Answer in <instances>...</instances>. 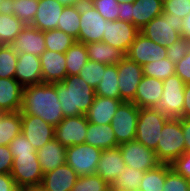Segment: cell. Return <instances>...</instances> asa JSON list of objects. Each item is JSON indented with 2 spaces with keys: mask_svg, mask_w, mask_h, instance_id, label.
Here are the masks:
<instances>
[{
  "mask_svg": "<svg viewBox=\"0 0 190 191\" xmlns=\"http://www.w3.org/2000/svg\"><path fill=\"white\" fill-rule=\"evenodd\" d=\"M20 112L21 115L37 116L54 127L57 126L64 119V115L58 100L56 83L24 87Z\"/></svg>",
  "mask_w": 190,
  "mask_h": 191,
  "instance_id": "cell-1",
  "label": "cell"
},
{
  "mask_svg": "<svg viewBox=\"0 0 190 191\" xmlns=\"http://www.w3.org/2000/svg\"><path fill=\"white\" fill-rule=\"evenodd\" d=\"M56 90L64 117L85 115L95 97V89L78 75L56 83Z\"/></svg>",
  "mask_w": 190,
  "mask_h": 191,
  "instance_id": "cell-2",
  "label": "cell"
},
{
  "mask_svg": "<svg viewBox=\"0 0 190 191\" xmlns=\"http://www.w3.org/2000/svg\"><path fill=\"white\" fill-rule=\"evenodd\" d=\"M155 153L161 164H172L185 153L181 118L169 119L165 123Z\"/></svg>",
  "mask_w": 190,
  "mask_h": 191,
  "instance_id": "cell-3",
  "label": "cell"
},
{
  "mask_svg": "<svg viewBox=\"0 0 190 191\" xmlns=\"http://www.w3.org/2000/svg\"><path fill=\"white\" fill-rule=\"evenodd\" d=\"M182 26L183 21L181 18H175L172 14L163 13L150 20L140 29V33L156 44L169 47L182 38Z\"/></svg>",
  "mask_w": 190,
  "mask_h": 191,
  "instance_id": "cell-4",
  "label": "cell"
},
{
  "mask_svg": "<svg viewBox=\"0 0 190 191\" xmlns=\"http://www.w3.org/2000/svg\"><path fill=\"white\" fill-rule=\"evenodd\" d=\"M169 120L156 108H140L135 140L155 151L160 134Z\"/></svg>",
  "mask_w": 190,
  "mask_h": 191,
  "instance_id": "cell-5",
  "label": "cell"
},
{
  "mask_svg": "<svg viewBox=\"0 0 190 191\" xmlns=\"http://www.w3.org/2000/svg\"><path fill=\"white\" fill-rule=\"evenodd\" d=\"M184 87L185 83L176 74L164 79L156 109L169 119L183 118Z\"/></svg>",
  "mask_w": 190,
  "mask_h": 191,
  "instance_id": "cell-6",
  "label": "cell"
},
{
  "mask_svg": "<svg viewBox=\"0 0 190 191\" xmlns=\"http://www.w3.org/2000/svg\"><path fill=\"white\" fill-rule=\"evenodd\" d=\"M11 176L18 188L41 186L43 173L38 161L37 153L18 155L13 157Z\"/></svg>",
  "mask_w": 190,
  "mask_h": 191,
  "instance_id": "cell-7",
  "label": "cell"
},
{
  "mask_svg": "<svg viewBox=\"0 0 190 191\" xmlns=\"http://www.w3.org/2000/svg\"><path fill=\"white\" fill-rule=\"evenodd\" d=\"M139 109L133 102L126 101H122L117 107L111 126L118 145L135 140Z\"/></svg>",
  "mask_w": 190,
  "mask_h": 191,
  "instance_id": "cell-8",
  "label": "cell"
},
{
  "mask_svg": "<svg viewBox=\"0 0 190 191\" xmlns=\"http://www.w3.org/2000/svg\"><path fill=\"white\" fill-rule=\"evenodd\" d=\"M102 150L83 143L66 147V163L74 169L79 176L94 175Z\"/></svg>",
  "mask_w": 190,
  "mask_h": 191,
  "instance_id": "cell-9",
  "label": "cell"
},
{
  "mask_svg": "<svg viewBox=\"0 0 190 191\" xmlns=\"http://www.w3.org/2000/svg\"><path fill=\"white\" fill-rule=\"evenodd\" d=\"M119 149L127 167L146 172L161 164L155 151L136 140L120 144Z\"/></svg>",
  "mask_w": 190,
  "mask_h": 191,
  "instance_id": "cell-10",
  "label": "cell"
},
{
  "mask_svg": "<svg viewBox=\"0 0 190 191\" xmlns=\"http://www.w3.org/2000/svg\"><path fill=\"white\" fill-rule=\"evenodd\" d=\"M117 70L120 99L132 102L135 99L137 87L143 77V67L124 56L117 63Z\"/></svg>",
  "mask_w": 190,
  "mask_h": 191,
  "instance_id": "cell-11",
  "label": "cell"
},
{
  "mask_svg": "<svg viewBox=\"0 0 190 191\" xmlns=\"http://www.w3.org/2000/svg\"><path fill=\"white\" fill-rule=\"evenodd\" d=\"M106 19L94 8L93 5L80 6V32L78 42L90 43L102 41Z\"/></svg>",
  "mask_w": 190,
  "mask_h": 191,
  "instance_id": "cell-12",
  "label": "cell"
},
{
  "mask_svg": "<svg viewBox=\"0 0 190 191\" xmlns=\"http://www.w3.org/2000/svg\"><path fill=\"white\" fill-rule=\"evenodd\" d=\"M88 120L86 115L64 117L55 126L54 136L63 146L83 144L87 133Z\"/></svg>",
  "mask_w": 190,
  "mask_h": 191,
  "instance_id": "cell-13",
  "label": "cell"
},
{
  "mask_svg": "<svg viewBox=\"0 0 190 191\" xmlns=\"http://www.w3.org/2000/svg\"><path fill=\"white\" fill-rule=\"evenodd\" d=\"M139 33L140 30L132 23L118 19L114 21L106 20L102 42L110 44L126 54Z\"/></svg>",
  "mask_w": 190,
  "mask_h": 191,
  "instance_id": "cell-14",
  "label": "cell"
},
{
  "mask_svg": "<svg viewBox=\"0 0 190 191\" xmlns=\"http://www.w3.org/2000/svg\"><path fill=\"white\" fill-rule=\"evenodd\" d=\"M125 56L140 66H144L149 62L167 58V52L166 47L156 44L154 41L139 33Z\"/></svg>",
  "mask_w": 190,
  "mask_h": 191,
  "instance_id": "cell-15",
  "label": "cell"
},
{
  "mask_svg": "<svg viewBox=\"0 0 190 191\" xmlns=\"http://www.w3.org/2000/svg\"><path fill=\"white\" fill-rule=\"evenodd\" d=\"M22 130L26 139L36 149L42 148L48 141L55 138V127L43 119L33 115H21Z\"/></svg>",
  "mask_w": 190,
  "mask_h": 191,
  "instance_id": "cell-16",
  "label": "cell"
},
{
  "mask_svg": "<svg viewBox=\"0 0 190 191\" xmlns=\"http://www.w3.org/2000/svg\"><path fill=\"white\" fill-rule=\"evenodd\" d=\"M14 78L23 87L43 84L39 56L28 53L18 54Z\"/></svg>",
  "mask_w": 190,
  "mask_h": 191,
  "instance_id": "cell-17",
  "label": "cell"
},
{
  "mask_svg": "<svg viewBox=\"0 0 190 191\" xmlns=\"http://www.w3.org/2000/svg\"><path fill=\"white\" fill-rule=\"evenodd\" d=\"M39 59L44 83H59L67 77L64 53L45 50Z\"/></svg>",
  "mask_w": 190,
  "mask_h": 191,
  "instance_id": "cell-18",
  "label": "cell"
},
{
  "mask_svg": "<svg viewBox=\"0 0 190 191\" xmlns=\"http://www.w3.org/2000/svg\"><path fill=\"white\" fill-rule=\"evenodd\" d=\"M10 46L18 54L28 53L40 56L46 50L44 32L26 25Z\"/></svg>",
  "mask_w": 190,
  "mask_h": 191,
  "instance_id": "cell-19",
  "label": "cell"
},
{
  "mask_svg": "<svg viewBox=\"0 0 190 191\" xmlns=\"http://www.w3.org/2000/svg\"><path fill=\"white\" fill-rule=\"evenodd\" d=\"M126 169L119 146L102 150L96 174L109 185Z\"/></svg>",
  "mask_w": 190,
  "mask_h": 191,
  "instance_id": "cell-20",
  "label": "cell"
},
{
  "mask_svg": "<svg viewBox=\"0 0 190 191\" xmlns=\"http://www.w3.org/2000/svg\"><path fill=\"white\" fill-rule=\"evenodd\" d=\"M79 175L67 163L43 175L41 186L46 191H71Z\"/></svg>",
  "mask_w": 190,
  "mask_h": 191,
  "instance_id": "cell-21",
  "label": "cell"
},
{
  "mask_svg": "<svg viewBox=\"0 0 190 191\" xmlns=\"http://www.w3.org/2000/svg\"><path fill=\"white\" fill-rule=\"evenodd\" d=\"M163 92V81L143 75L132 101L139 108H156Z\"/></svg>",
  "mask_w": 190,
  "mask_h": 191,
  "instance_id": "cell-22",
  "label": "cell"
},
{
  "mask_svg": "<svg viewBox=\"0 0 190 191\" xmlns=\"http://www.w3.org/2000/svg\"><path fill=\"white\" fill-rule=\"evenodd\" d=\"M64 6L57 0H39L38 9L30 26L40 31L57 29Z\"/></svg>",
  "mask_w": 190,
  "mask_h": 191,
  "instance_id": "cell-23",
  "label": "cell"
},
{
  "mask_svg": "<svg viewBox=\"0 0 190 191\" xmlns=\"http://www.w3.org/2000/svg\"><path fill=\"white\" fill-rule=\"evenodd\" d=\"M23 88L15 78H0V112L20 111Z\"/></svg>",
  "mask_w": 190,
  "mask_h": 191,
  "instance_id": "cell-24",
  "label": "cell"
},
{
  "mask_svg": "<svg viewBox=\"0 0 190 191\" xmlns=\"http://www.w3.org/2000/svg\"><path fill=\"white\" fill-rule=\"evenodd\" d=\"M37 156L45 174L66 163V147L54 138L37 150Z\"/></svg>",
  "mask_w": 190,
  "mask_h": 191,
  "instance_id": "cell-25",
  "label": "cell"
},
{
  "mask_svg": "<svg viewBox=\"0 0 190 191\" xmlns=\"http://www.w3.org/2000/svg\"><path fill=\"white\" fill-rule=\"evenodd\" d=\"M121 102V99L95 95L93 104L85 114L88 122L99 125L111 123L117 107Z\"/></svg>",
  "mask_w": 190,
  "mask_h": 191,
  "instance_id": "cell-26",
  "label": "cell"
},
{
  "mask_svg": "<svg viewBox=\"0 0 190 191\" xmlns=\"http://www.w3.org/2000/svg\"><path fill=\"white\" fill-rule=\"evenodd\" d=\"M161 14H163V0H135L131 3L133 24L139 30Z\"/></svg>",
  "mask_w": 190,
  "mask_h": 191,
  "instance_id": "cell-27",
  "label": "cell"
},
{
  "mask_svg": "<svg viewBox=\"0 0 190 191\" xmlns=\"http://www.w3.org/2000/svg\"><path fill=\"white\" fill-rule=\"evenodd\" d=\"M84 143L101 150L119 146L111 123L99 125L89 122Z\"/></svg>",
  "mask_w": 190,
  "mask_h": 191,
  "instance_id": "cell-28",
  "label": "cell"
},
{
  "mask_svg": "<svg viewBox=\"0 0 190 191\" xmlns=\"http://www.w3.org/2000/svg\"><path fill=\"white\" fill-rule=\"evenodd\" d=\"M88 59L104 65L117 64L125 54L116 47L102 41L90 42L85 44Z\"/></svg>",
  "mask_w": 190,
  "mask_h": 191,
  "instance_id": "cell-29",
  "label": "cell"
},
{
  "mask_svg": "<svg viewBox=\"0 0 190 191\" xmlns=\"http://www.w3.org/2000/svg\"><path fill=\"white\" fill-rule=\"evenodd\" d=\"M22 130L21 112H0V145L9 146Z\"/></svg>",
  "mask_w": 190,
  "mask_h": 191,
  "instance_id": "cell-30",
  "label": "cell"
},
{
  "mask_svg": "<svg viewBox=\"0 0 190 191\" xmlns=\"http://www.w3.org/2000/svg\"><path fill=\"white\" fill-rule=\"evenodd\" d=\"M101 78L95 89V95L120 99L117 64L107 65Z\"/></svg>",
  "mask_w": 190,
  "mask_h": 191,
  "instance_id": "cell-31",
  "label": "cell"
},
{
  "mask_svg": "<svg viewBox=\"0 0 190 191\" xmlns=\"http://www.w3.org/2000/svg\"><path fill=\"white\" fill-rule=\"evenodd\" d=\"M64 54L67 76L78 75L80 70L89 60L85 44L77 41L70 46Z\"/></svg>",
  "mask_w": 190,
  "mask_h": 191,
  "instance_id": "cell-32",
  "label": "cell"
},
{
  "mask_svg": "<svg viewBox=\"0 0 190 191\" xmlns=\"http://www.w3.org/2000/svg\"><path fill=\"white\" fill-rule=\"evenodd\" d=\"M144 171L126 166V169L110 185V191H139Z\"/></svg>",
  "mask_w": 190,
  "mask_h": 191,
  "instance_id": "cell-33",
  "label": "cell"
},
{
  "mask_svg": "<svg viewBox=\"0 0 190 191\" xmlns=\"http://www.w3.org/2000/svg\"><path fill=\"white\" fill-rule=\"evenodd\" d=\"M57 29L71 35L78 42L80 32V6H65L59 17Z\"/></svg>",
  "mask_w": 190,
  "mask_h": 191,
  "instance_id": "cell-34",
  "label": "cell"
},
{
  "mask_svg": "<svg viewBox=\"0 0 190 191\" xmlns=\"http://www.w3.org/2000/svg\"><path fill=\"white\" fill-rule=\"evenodd\" d=\"M170 169V164H159L156 168L144 172L139 191H163L166 173Z\"/></svg>",
  "mask_w": 190,
  "mask_h": 191,
  "instance_id": "cell-35",
  "label": "cell"
},
{
  "mask_svg": "<svg viewBox=\"0 0 190 191\" xmlns=\"http://www.w3.org/2000/svg\"><path fill=\"white\" fill-rule=\"evenodd\" d=\"M25 26L14 15L0 14V44L10 45Z\"/></svg>",
  "mask_w": 190,
  "mask_h": 191,
  "instance_id": "cell-36",
  "label": "cell"
},
{
  "mask_svg": "<svg viewBox=\"0 0 190 191\" xmlns=\"http://www.w3.org/2000/svg\"><path fill=\"white\" fill-rule=\"evenodd\" d=\"M44 38L46 50L58 53H65L76 42L74 37L58 29L44 31Z\"/></svg>",
  "mask_w": 190,
  "mask_h": 191,
  "instance_id": "cell-37",
  "label": "cell"
},
{
  "mask_svg": "<svg viewBox=\"0 0 190 191\" xmlns=\"http://www.w3.org/2000/svg\"><path fill=\"white\" fill-rule=\"evenodd\" d=\"M142 67L143 75L157 78L162 81L175 75V63L168 58L149 62Z\"/></svg>",
  "mask_w": 190,
  "mask_h": 191,
  "instance_id": "cell-38",
  "label": "cell"
},
{
  "mask_svg": "<svg viewBox=\"0 0 190 191\" xmlns=\"http://www.w3.org/2000/svg\"><path fill=\"white\" fill-rule=\"evenodd\" d=\"M39 0H13V15L25 25H31L38 9Z\"/></svg>",
  "mask_w": 190,
  "mask_h": 191,
  "instance_id": "cell-39",
  "label": "cell"
},
{
  "mask_svg": "<svg viewBox=\"0 0 190 191\" xmlns=\"http://www.w3.org/2000/svg\"><path fill=\"white\" fill-rule=\"evenodd\" d=\"M18 53L10 45L0 49V78H14Z\"/></svg>",
  "mask_w": 190,
  "mask_h": 191,
  "instance_id": "cell-40",
  "label": "cell"
},
{
  "mask_svg": "<svg viewBox=\"0 0 190 191\" xmlns=\"http://www.w3.org/2000/svg\"><path fill=\"white\" fill-rule=\"evenodd\" d=\"M71 191H110V185L99 175L79 176Z\"/></svg>",
  "mask_w": 190,
  "mask_h": 191,
  "instance_id": "cell-41",
  "label": "cell"
},
{
  "mask_svg": "<svg viewBox=\"0 0 190 191\" xmlns=\"http://www.w3.org/2000/svg\"><path fill=\"white\" fill-rule=\"evenodd\" d=\"M106 66L107 65L101 64L99 62L88 60L78 73V76L81 77L92 88L96 89L100 80L102 79L101 77L103 76Z\"/></svg>",
  "mask_w": 190,
  "mask_h": 191,
  "instance_id": "cell-42",
  "label": "cell"
},
{
  "mask_svg": "<svg viewBox=\"0 0 190 191\" xmlns=\"http://www.w3.org/2000/svg\"><path fill=\"white\" fill-rule=\"evenodd\" d=\"M189 187L190 181L172 168L166 173L163 191H188Z\"/></svg>",
  "mask_w": 190,
  "mask_h": 191,
  "instance_id": "cell-43",
  "label": "cell"
},
{
  "mask_svg": "<svg viewBox=\"0 0 190 191\" xmlns=\"http://www.w3.org/2000/svg\"><path fill=\"white\" fill-rule=\"evenodd\" d=\"M163 13L184 19L190 13V0H163Z\"/></svg>",
  "mask_w": 190,
  "mask_h": 191,
  "instance_id": "cell-44",
  "label": "cell"
},
{
  "mask_svg": "<svg viewBox=\"0 0 190 191\" xmlns=\"http://www.w3.org/2000/svg\"><path fill=\"white\" fill-rule=\"evenodd\" d=\"M92 5L108 21L118 19L119 3L117 0H94Z\"/></svg>",
  "mask_w": 190,
  "mask_h": 191,
  "instance_id": "cell-45",
  "label": "cell"
},
{
  "mask_svg": "<svg viewBox=\"0 0 190 191\" xmlns=\"http://www.w3.org/2000/svg\"><path fill=\"white\" fill-rule=\"evenodd\" d=\"M13 157L18 155L37 153L36 149L29 143L24 134L19 133L9 144Z\"/></svg>",
  "mask_w": 190,
  "mask_h": 191,
  "instance_id": "cell-46",
  "label": "cell"
},
{
  "mask_svg": "<svg viewBox=\"0 0 190 191\" xmlns=\"http://www.w3.org/2000/svg\"><path fill=\"white\" fill-rule=\"evenodd\" d=\"M167 58L173 63L179 62L188 52V40L180 38L169 47H166Z\"/></svg>",
  "mask_w": 190,
  "mask_h": 191,
  "instance_id": "cell-47",
  "label": "cell"
},
{
  "mask_svg": "<svg viewBox=\"0 0 190 191\" xmlns=\"http://www.w3.org/2000/svg\"><path fill=\"white\" fill-rule=\"evenodd\" d=\"M170 165L176 173L190 181V152H185Z\"/></svg>",
  "mask_w": 190,
  "mask_h": 191,
  "instance_id": "cell-48",
  "label": "cell"
},
{
  "mask_svg": "<svg viewBox=\"0 0 190 191\" xmlns=\"http://www.w3.org/2000/svg\"><path fill=\"white\" fill-rule=\"evenodd\" d=\"M13 159L9 146L0 145V174H11Z\"/></svg>",
  "mask_w": 190,
  "mask_h": 191,
  "instance_id": "cell-49",
  "label": "cell"
},
{
  "mask_svg": "<svg viewBox=\"0 0 190 191\" xmlns=\"http://www.w3.org/2000/svg\"><path fill=\"white\" fill-rule=\"evenodd\" d=\"M175 74L178 75L183 82L190 83V52L175 64Z\"/></svg>",
  "mask_w": 190,
  "mask_h": 191,
  "instance_id": "cell-50",
  "label": "cell"
},
{
  "mask_svg": "<svg viewBox=\"0 0 190 191\" xmlns=\"http://www.w3.org/2000/svg\"><path fill=\"white\" fill-rule=\"evenodd\" d=\"M118 8H119L118 20L133 24V16H131V3L121 2L119 3Z\"/></svg>",
  "mask_w": 190,
  "mask_h": 191,
  "instance_id": "cell-51",
  "label": "cell"
},
{
  "mask_svg": "<svg viewBox=\"0 0 190 191\" xmlns=\"http://www.w3.org/2000/svg\"><path fill=\"white\" fill-rule=\"evenodd\" d=\"M18 189L11 174H0V191H16Z\"/></svg>",
  "mask_w": 190,
  "mask_h": 191,
  "instance_id": "cell-52",
  "label": "cell"
},
{
  "mask_svg": "<svg viewBox=\"0 0 190 191\" xmlns=\"http://www.w3.org/2000/svg\"><path fill=\"white\" fill-rule=\"evenodd\" d=\"M181 125L185 141V152H190V118H181Z\"/></svg>",
  "mask_w": 190,
  "mask_h": 191,
  "instance_id": "cell-53",
  "label": "cell"
},
{
  "mask_svg": "<svg viewBox=\"0 0 190 191\" xmlns=\"http://www.w3.org/2000/svg\"><path fill=\"white\" fill-rule=\"evenodd\" d=\"M183 118H190V83L184 87Z\"/></svg>",
  "mask_w": 190,
  "mask_h": 191,
  "instance_id": "cell-54",
  "label": "cell"
},
{
  "mask_svg": "<svg viewBox=\"0 0 190 191\" xmlns=\"http://www.w3.org/2000/svg\"><path fill=\"white\" fill-rule=\"evenodd\" d=\"M13 0H1L0 14L13 15Z\"/></svg>",
  "mask_w": 190,
  "mask_h": 191,
  "instance_id": "cell-55",
  "label": "cell"
},
{
  "mask_svg": "<svg viewBox=\"0 0 190 191\" xmlns=\"http://www.w3.org/2000/svg\"><path fill=\"white\" fill-rule=\"evenodd\" d=\"M183 26L181 30V36L187 40H190V13L182 19Z\"/></svg>",
  "mask_w": 190,
  "mask_h": 191,
  "instance_id": "cell-56",
  "label": "cell"
},
{
  "mask_svg": "<svg viewBox=\"0 0 190 191\" xmlns=\"http://www.w3.org/2000/svg\"><path fill=\"white\" fill-rule=\"evenodd\" d=\"M60 4L65 6H75L78 5V0H57Z\"/></svg>",
  "mask_w": 190,
  "mask_h": 191,
  "instance_id": "cell-57",
  "label": "cell"
},
{
  "mask_svg": "<svg viewBox=\"0 0 190 191\" xmlns=\"http://www.w3.org/2000/svg\"><path fill=\"white\" fill-rule=\"evenodd\" d=\"M94 0H78V5L82 6V5H92Z\"/></svg>",
  "mask_w": 190,
  "mask_h": 191,
  "instance_id": "cell-58",
  "label": "cell"
},
{
  "mask_svg": "<svg viewBox=\"0 0 190 191\" xmlns=\"http://www.w3.org/2000/svg\"><path fill=\"white\" fill-rule=\"evenodd\" d=\"M29 191H46L42 186L29 187Z\"/></svg>",
  "mask_w": 190,
  "mask_h": 191,
  "instance_id": "cell-59",
  "label": "cell"
},
{
  "mask_svg": "<svg viewBox=\"0 0 190 191\" xmlns=\"http://www.w3.org/2000/svg\"><path fill=\"white\" fill-rule=\"evenodd\" d=\"M135 0H117L118 3H121V2H130V3H133Z\"/></svg>",
  "mask_w": 190,
  "mask_h": 191,
  "instance_id": "cell-60",
  "label": "cell"
},
{
  "mask_svg": "<svg viewBox=\"0 0 190 191\" xmlns=\"http://www.w3.org/2000/svg\"><path fill=\"white\" fill-rule=\"evenodd\" d=\"M16 191H29V188H18Z\"/></svg>",
  "mask_w": 190,
  "mask_h": 191,
  "instance_id": "cell-61",
  "label": "cell"
},
{
  "mask_svg": "<svg viewBox=\"0 0 190 191\" xmlns=\"http://www.w3.org/2000/svg\"><path fill=\"white\" fill-rule=\"evenodd\" d=\"M188 51L190 52V40H188Z\"/></svg>",
  "mask_w": 190,
  "mask_h": 191,
  "instance_id": "cell-62",
  "label": "cell"
}]
</instances>
